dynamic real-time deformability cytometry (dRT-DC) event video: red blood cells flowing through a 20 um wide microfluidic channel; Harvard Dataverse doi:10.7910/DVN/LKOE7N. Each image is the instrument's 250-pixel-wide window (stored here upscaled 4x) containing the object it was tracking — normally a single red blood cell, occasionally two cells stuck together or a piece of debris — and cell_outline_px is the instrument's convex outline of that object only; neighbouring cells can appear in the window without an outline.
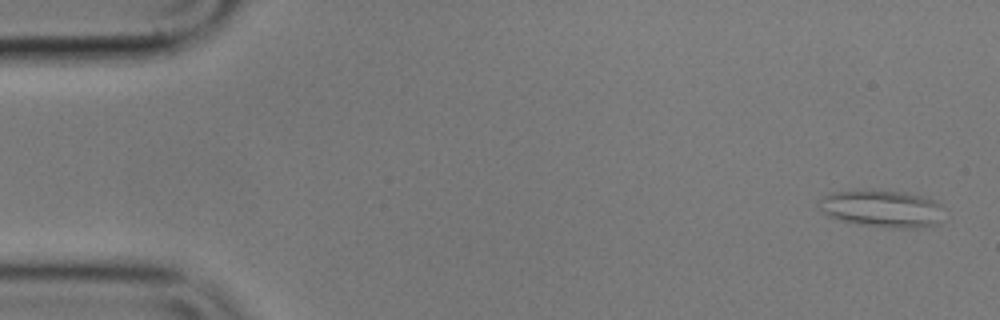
{"species": "common noctule bat (a hibernating species)", "species_latin": "Nyctalus noctula", "temperature_condition": "cold", "stored_images_in_passage": 56, "camera_frame_rate_fps": 3000, "um_per_image_px": 0.085, "animal": {"sex": "male", "body_mass_g": 17.9}, "frame": {"image": 1, "passage_image": 2, "time_ms": 0.333, "image_size_px": [1000, 320], "cell_outline_px": [[940, 204], [936, 224], [920, 228], [896, 228], [860, 224], [828, 216], [816, 204], [824, 196], [832, 192], [848, 188], [872, 188], [904, 192], [920, 196], [932, 200]], "centroid_in_image_um": [74.85, 17.68], "position_along_channel_um": 10.2, "area_um2": 27.17}}
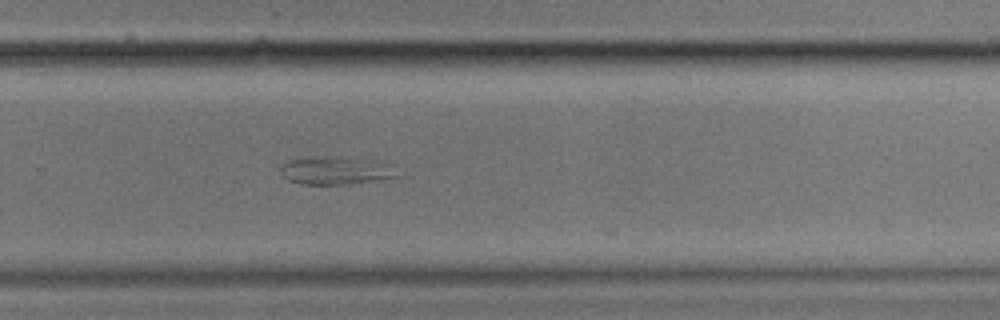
{"frame": {"image": 2, "passage_image": 37, "time_ms": 12.0, "image_size_px": [1000, 320], "cell_outline_px": [[396, 176], [376, 180], [344, 184], [300, 184], [288, 180], [280, 172], [280, 168], [288, 160], [324, 156], [344, 156], [384, 160]], "centroid_in_image_um": [28.5, 14.47], "position_along_channel_um": 301.3, "area_um2": 18.9}}
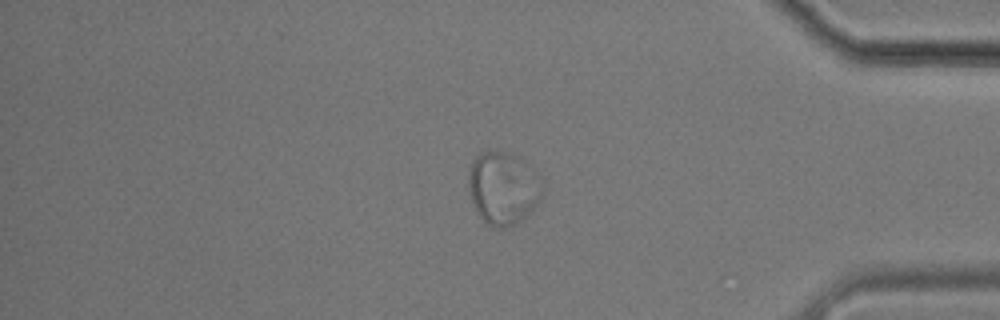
{"frame": {"image": 3, "passage_image": 47, "time_ms": 15.333, "image_size_px": [1000, 320], "cell_outline_px": [[544, 192], [540, 200], [520, 220], [512, 224], [496, 228], [488, 224], [480, 216], [472, 200], [468, 188], [468, 176], [472, 160], [480, 152], [488, 148], [524, 156], [540, 172], [544, 180]], "centroid_in_image_um": [42.83, 15.86], "position_along_channel_um": 392.4, "area_um2": 32.25}}